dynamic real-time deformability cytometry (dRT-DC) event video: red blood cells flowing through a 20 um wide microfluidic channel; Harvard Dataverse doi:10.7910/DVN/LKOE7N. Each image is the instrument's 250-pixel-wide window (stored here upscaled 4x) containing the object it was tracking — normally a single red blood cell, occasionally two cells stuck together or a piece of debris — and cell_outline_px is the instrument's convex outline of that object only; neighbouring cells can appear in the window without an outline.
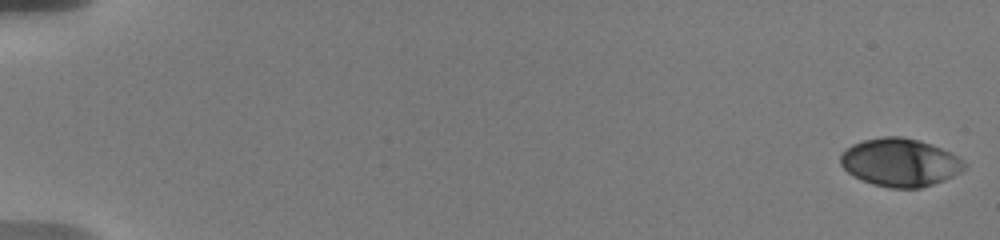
{"species": "human", "species_latin": "Homo sapiens", "temperature_condition": "warm", "stored_images_in_passage": 8, "camera_frame_rate_fps": 3000, "um_per_image_px": 0.085, "donor": {"sex": "male"}, "frame": {"image": 1, "passage_image": 1, "time_ms": 0.0, "image_size_px": [1000, 240], "cell_outline_px": [[968, 164], [960, 172], [944, 180], [920, 188], [888, 188], [872, 184], [860, 180], [852, 176], [840, 164], [840, 156], [852, 144], [864, 140], [884, 136], [900, 136], [920, 140], [932, 144], [964, 160]], "centroid_in_image_um": [76.49, 13.81], "position_along_channel_um": 8.5, "area_um2": 34.68}}